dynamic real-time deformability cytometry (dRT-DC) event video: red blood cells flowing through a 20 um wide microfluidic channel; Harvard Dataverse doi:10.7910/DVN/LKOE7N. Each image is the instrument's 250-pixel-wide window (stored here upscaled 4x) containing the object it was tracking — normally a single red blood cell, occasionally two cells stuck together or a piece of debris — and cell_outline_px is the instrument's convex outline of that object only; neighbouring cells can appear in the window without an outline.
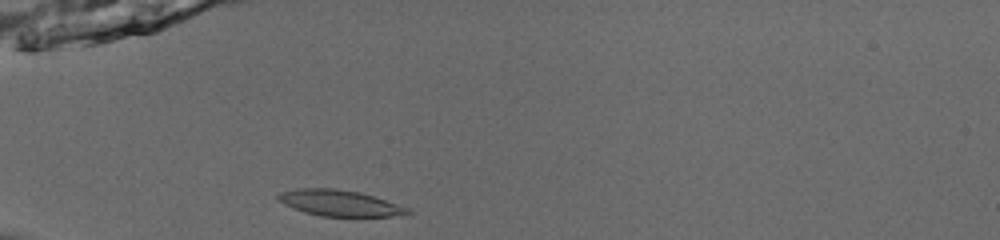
{"species": "common noctule bat (a hibernating species)", "species_latin": "Nyctalus noctula", "temperature_condition": "room temperature", "stored_images_in_passage": 36, "camera_frame_rate_fps": 3000, "um_per_image_px": 0.085, "animal": {"sex": "male", "body_mass_g": 13.0, "forearm_length_mm": 53.1}, "frame": {"image": 1, "passage_image": 1, "time_ms": 0.0, "image_size_px": [1000, 240], "cell_outline_px": [[412, 212], [404, 216], [320, 216], [304, 212], [284, 204], [276, 196], [280, 192], [296, 188], [332, 188], [356, 192], [372, 196], [408, 208]], "centroid_in_image_um": [28.84, 17.26], "position_along_channel_um": 56.2, "area_um2": 19.36}}
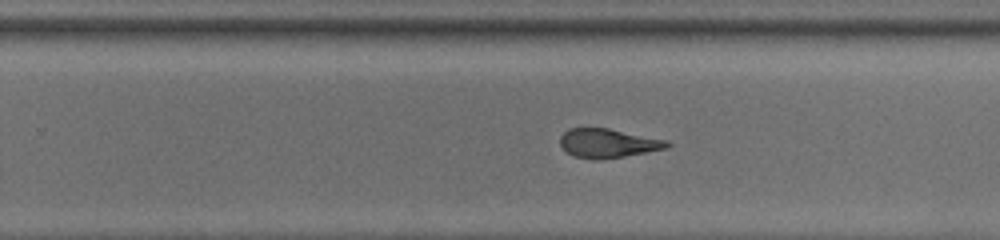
{"frame": {"image": 2, "passage_image": 19, "time_ms": 6.0, "image_size_px": [1000, 240], "cell_outline_px": [[672, 144], [668, 148], [624, 156], [600, 160], [592, 160], [572, 156], [560, 144], [560, 136], [568, 128], [608, 128], [668, 140]], "centroid_in_image_um": [51.68, 12.18], "position_along_channel_um": 278.1, "area_um2": 18.21}}
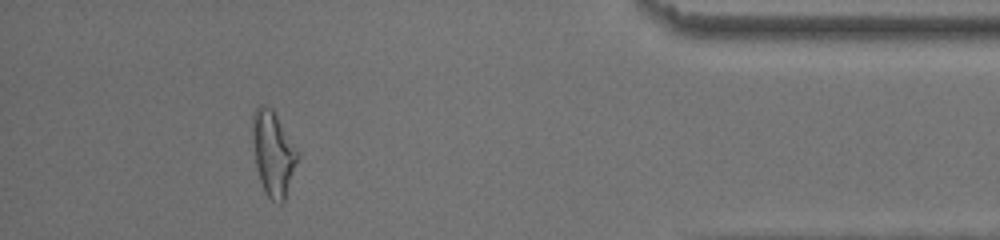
{"frame": {"image": 3, "passage_image": 32, "time_ms": 10.333, "image_size_px": [1000, 240], "cell_outline_px": [[300, 156], [284, 200], [280, 204], [272, 200], [264, 192], [260, 180], [256, 164], [252, 140], [252, 112], [260, 104], [272, 108], [300, 152]], "centroid_in_image_um": [23.23, 13.01], "position_along_channel_um": 412.0, "area_um2": 22.43}, "authors_computed_cell_mechanics": {"area_um2": 19.1896, "velocity_mm_per_s": 3.9214, "shape_relaxation_time_tau1_ms": 4.7803, "shape_relaxation_time_tau2_ms": 1.7079, "deformation_change_tau1": 0.1828, "deformation_change_tau2": 0.0757}}